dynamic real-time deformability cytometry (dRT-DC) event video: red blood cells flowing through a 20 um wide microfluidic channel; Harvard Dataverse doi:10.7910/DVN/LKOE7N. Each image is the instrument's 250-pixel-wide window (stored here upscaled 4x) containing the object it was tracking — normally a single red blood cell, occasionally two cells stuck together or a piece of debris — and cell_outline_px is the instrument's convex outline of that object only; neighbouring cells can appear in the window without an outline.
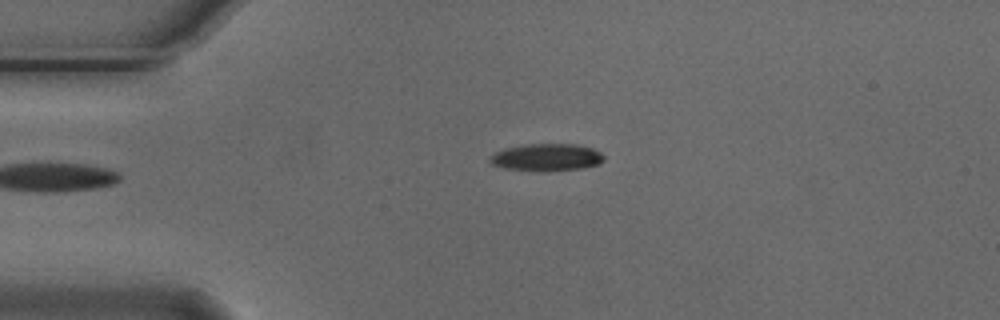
{"species": "Egyptian fruit bat (a non-hibernating species)", "species_latin": "Rousettus aegyptiacus", "temperature_condition": "cold", "stored_images_in_passage": 5, "segment_of_instrument_passage": [2, 2], "camera_frame_rate_fps": 3000, "um_per_image_px": 0.085, "animal": {"sex": "male"}, "frame": {"image": 1, "passage_image": 5, "time_ms": 1.333, "image_size_px": [1000, 320], "cell_outline_px": [[604, 160], [600, 164], [584, 168], [544, 172], [540, 172], [504, 168], [492, 164], [488, 160], [496, 152], [504, 148], [524, 144], [576, 144], [592, 148], [600, 152], [604, 156]], "centroid_in_image_um": [46.48, 13.38], "position_along_channel_um": 38.5, "area_um2": 18.38}}